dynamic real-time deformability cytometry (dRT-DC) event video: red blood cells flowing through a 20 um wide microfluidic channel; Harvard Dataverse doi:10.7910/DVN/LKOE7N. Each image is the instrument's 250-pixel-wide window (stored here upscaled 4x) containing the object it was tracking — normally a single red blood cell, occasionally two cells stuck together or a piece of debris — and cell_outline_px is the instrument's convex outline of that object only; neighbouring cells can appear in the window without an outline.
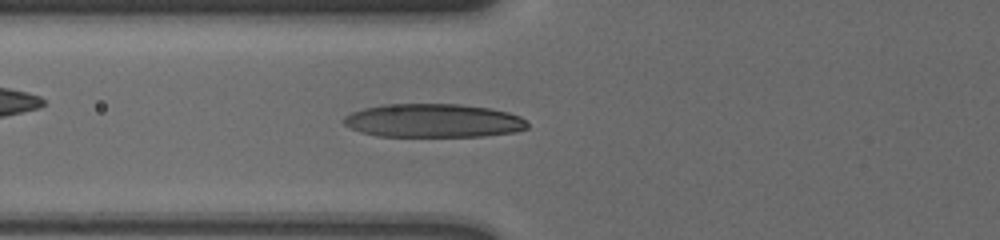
{"species": "human", "species_latin": "Homo sapiens", "temperature_condition": "cold", "stored_images_in_passage": 53, "camera_frame_rate_fps": 3000, "um_per_image_px": 0.085, "donor": {"sex": "male"}, "frame": {"image": 1, "passage_image": 19, "time_ms": 6.0, "image_size_px": [1000, 240], "cell_outline_px": [[528, 128], [516, 132], [484, 136], [376, 136], [360, 132], [344, 124], [344, 116], [352, 112], [364, 108], [384, 104], [460, 104], [492, 108], [508, 112], [520, 116], [528, 124]], "centroid_in_image_um": [36.86, 10.25], "position_along_channel_um": 88.9, "area_um2": 36.07}}
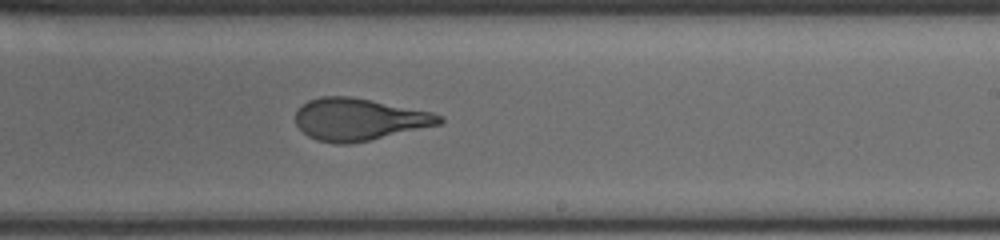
{"frame": {"image": 2, "passage_image": 33, "time_ms": 10.667, "image_size_px": [1000, 240], "cell_outline_px": [[444, 120], [440, 124], [368, 140], [348, 144], [336, 144], [316, 140], [308, 136], [296, 124], [296, 112], [308, 100], [320, 96], [352, 96], [432, 112], [440, 116]], "centroid_in_image_um": [30.49, 10.14], "position_along_channel_um": 258.5, "area_um2": 34.97}}
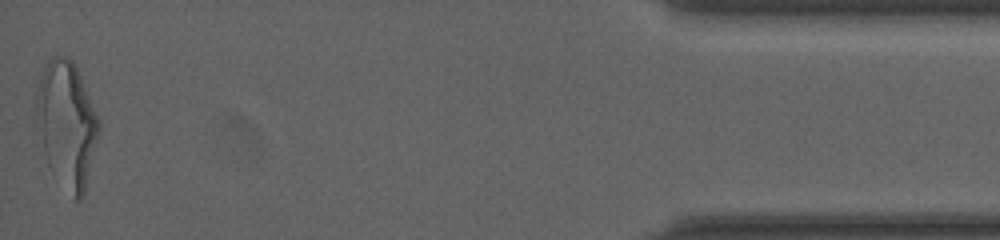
{"frame": {"image": 3, "passage_image": 53, "time_ms": 17.333, "image_size_px": [1000, 240], "cell_outline_px": [[100, 132], [84, 196], [80, 200], [76, 200], [48, 164], [36, 120], [36, 92], [44, 68], [48, 60], [52, 56], [68, 56], [72, 60], [80, 76], [100, 120]], "centroid_in_image_um": [5.7, 10.53], "position_along_channel_um": 429.5, "area_um2": 45.2}, "authors_computed_cell_mechanics": {"area_um2": 35.2002, "velocity_mm_per_s": 3.6203, "shape_relaxation_time_tau1_ms": 4.0099, "shape_relaxation_time_tau2_ms": 0.8348, "deformation_change_tau1": 0.1938, "deformation_change_tau2": 0.0866}}